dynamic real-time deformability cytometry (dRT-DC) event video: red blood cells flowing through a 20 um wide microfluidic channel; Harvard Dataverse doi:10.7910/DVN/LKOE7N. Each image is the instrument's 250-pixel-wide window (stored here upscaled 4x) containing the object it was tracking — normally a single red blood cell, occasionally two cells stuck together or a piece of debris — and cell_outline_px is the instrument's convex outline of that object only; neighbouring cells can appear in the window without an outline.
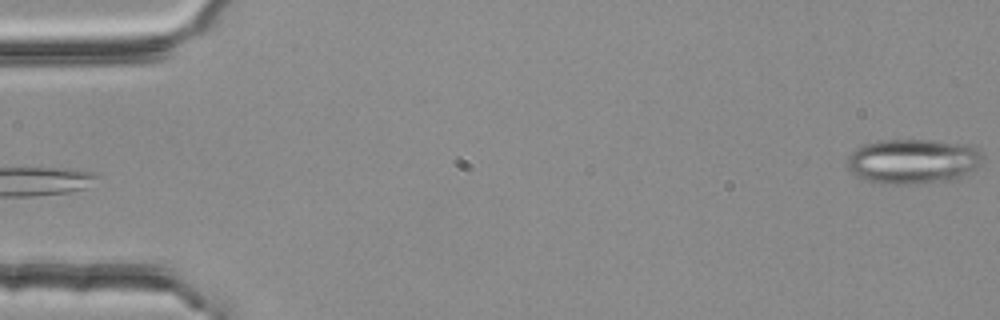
{"species": "common noctule bat (a hibernating species)", "species_latin": "Nyctalus noctula", "temperature_condition": "room temperature", "stored_images_in_passage": 5, "camera_frame_rate_fps": 3000, "um_per_image_px": 0.085, "animal": {"sex": "female", "body_mass_g": 25.1}, "frame": {"image": 1, "passage_image": 5, "time_ms": 1.333, "image_size_px": [1000, 320], "cell_outline_px": [[984, 156], [980, 164], [968, 176], [960, 180], [916, 184], [880, 184], [864, 180], [856, 176], [844, 164], [848, 156], [856, 148], [864, 144], [876, 140], [928, 140], [972, 144], [980, 148]], "centroid_in_image_um": [77.66, 13.72], "position_along_channel_um": 7.3, "area_um2": 36.7}}